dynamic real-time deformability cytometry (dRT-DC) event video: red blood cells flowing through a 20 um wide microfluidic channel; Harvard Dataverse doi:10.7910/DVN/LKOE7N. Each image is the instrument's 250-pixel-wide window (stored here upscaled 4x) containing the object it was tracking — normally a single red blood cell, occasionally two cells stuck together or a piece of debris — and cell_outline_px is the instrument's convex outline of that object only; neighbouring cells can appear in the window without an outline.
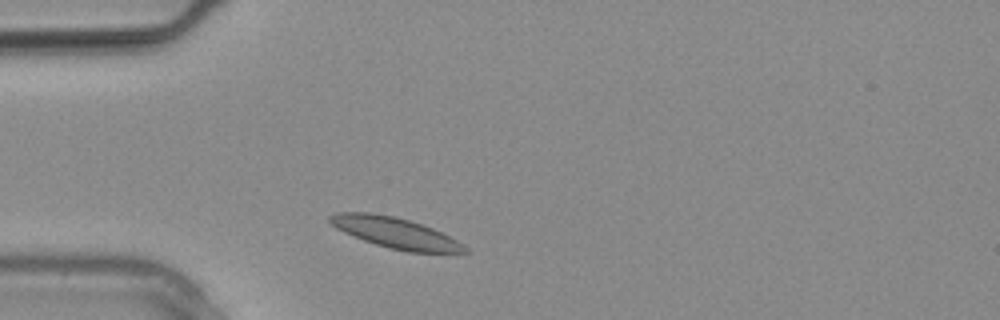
{"species": "common noctule bat (a hibernating species)", "species_latin": "Nyctalus noctula", "temperature_condition": "warm", "stored_images_in_passage": 19, "camera_frame_rate_fps": 3000, "um_per_image_px": 0.085, "animal": {"sex": "male", "body_mass_g": 20.4}, "frame": {"image": 1, "passage_image": 1, "time_ms": 0.0, "image_size_px": [1000, 320], "cell_outline_px": [[468, 252], [408, 252], [388, 248], [364, 240], [344, 232], [336, 228], [328, 220], [328, 216], [336, 212], [368, 212], [392, 216], [408, 220], [432, 228], [464, 244], [468, 248]], "centroid_in_image_um": [33.57, 19.79], "position_along_channel_um": 51.4, "area_um2": 23.81}}